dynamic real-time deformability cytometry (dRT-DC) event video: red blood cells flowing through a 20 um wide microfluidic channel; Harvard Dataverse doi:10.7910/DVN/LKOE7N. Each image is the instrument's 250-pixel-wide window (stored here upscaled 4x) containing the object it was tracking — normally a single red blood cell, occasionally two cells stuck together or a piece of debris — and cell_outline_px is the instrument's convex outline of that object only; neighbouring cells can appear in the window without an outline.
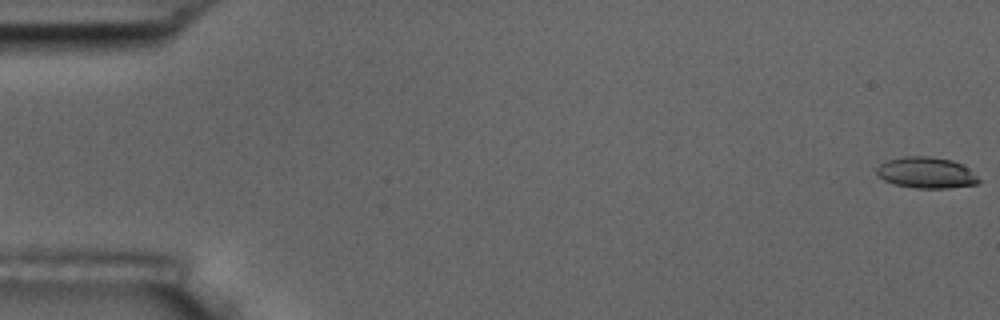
{"species": "common noctule bat (a hibernating species)", "species_latin": "Nyctalus noctula", "temperature_condition": "room temperature", "stored_images_in_passage": 6, "camera_frame_rate_fps": 3000, "um_per_image_px": 0.085, "animal": {"sex": "male", "body_mass_g": 17.5, "forearm_length_mm": 52.3}, "frame": {"image": 1, "passage_image": 1, "time_ms": 0.0, "image_size_px": [1000, 320], "cell_outline_px": [[980, 184], [948, 188], [916, 188], [896, 184], [884, 180], [876, 172], [876, 168], [880, 164], [888, 160], [904, 156], [928, 156], [952, 160], [968, 168], [980, 180]], "centroid_in_image_um": [78.74, 14.68], "position_along_channel_um": 6.3, "area_um2": 18.38}}
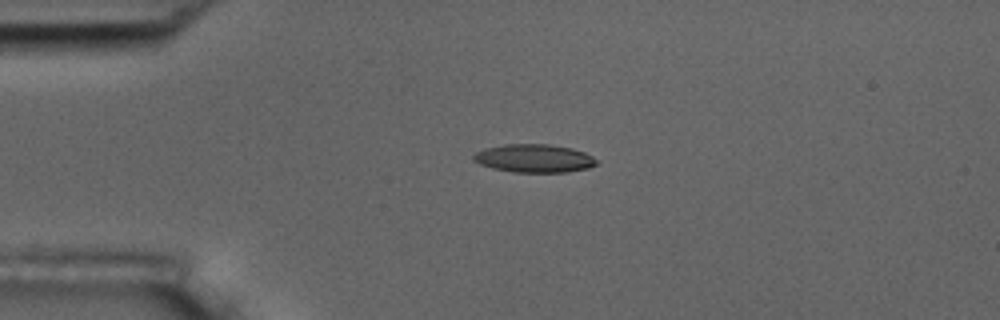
{"frame": {"image": 2, "passage_image": 4, "time_ms": 4.333, "image_size_px": [1000, 320], "cell_outline_px": [[600, 160], [596, 164], [588, 168], [568, 172], [512, 172], [492, 168], [480, 164], [472, 160], [472, 156], [476, 152], [484, 148], [504, 144], [548, 144], [572, 148], [584, 152]], "centroid_in_image_um": [45.4, 13.46], "position_along_channel_um": 39.6, "area_um2": 20.4}}